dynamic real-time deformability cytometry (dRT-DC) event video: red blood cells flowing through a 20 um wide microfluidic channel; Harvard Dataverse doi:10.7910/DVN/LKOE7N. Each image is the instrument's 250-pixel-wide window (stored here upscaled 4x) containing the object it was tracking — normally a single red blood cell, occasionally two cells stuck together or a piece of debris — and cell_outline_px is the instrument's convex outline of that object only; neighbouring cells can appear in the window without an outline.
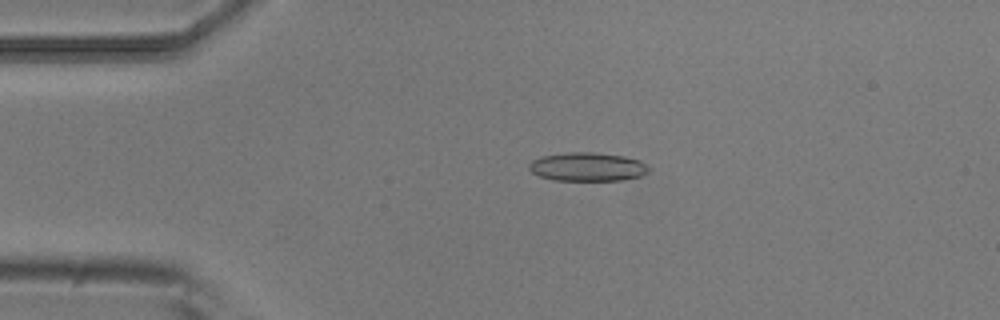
{"species": "common noctule bat (a hibernating species)", "species_latin": "Nyctalus noctula", "temperature_condition": "room temperature", "stored_images_in_passage": 5, "camera_frame_rate_fps": 3000, "um_per_image_px": 0.085, "animal": {"sex": "male", "body_mass_g": 20.5, "forearm_length_mm": 52.5}, "frame": {"image": 1, "passage_image": 4, "time_ms": 1.0, "image_size_px": [1000, 320], "cell_outline_px": [[648, 172], [640, 176], [620, 180], [552, 180], [540, 176], [532, 172], [528, 168], [528, 164], [532, 160], [540, 156], [568, 152], [592, 152], [624, 156], [640, 160], [648, 168]], "centroid_in_image_um": [49.89, 14.17], "position_along_channel_um": 35.1, "area_um2": 19.94}}